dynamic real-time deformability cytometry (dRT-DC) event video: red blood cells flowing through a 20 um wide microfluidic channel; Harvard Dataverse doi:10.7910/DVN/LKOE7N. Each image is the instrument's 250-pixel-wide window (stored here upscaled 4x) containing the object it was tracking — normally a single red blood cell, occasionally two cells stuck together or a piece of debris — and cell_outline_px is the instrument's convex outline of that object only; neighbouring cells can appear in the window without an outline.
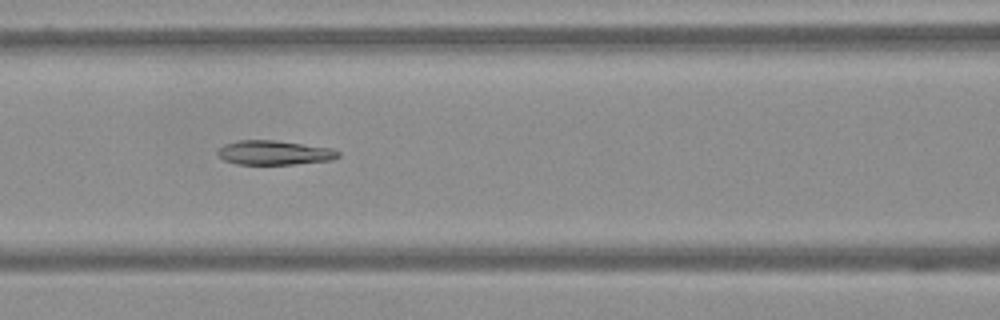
{"species": "Egyptian fruit bat (a non-hibernating species)", "species_latin": "Rousettus aegyptiacus", "temperature_condition": "warm", "stored_images_in_passage": 61, "camera_frame_rate_fps": 3000, "um_per_image_px": 0.085, "frame": {"image": 1, "passage_image": 27, "time_ms": 8.667, "image_size_px": [1000, 320], "cell_outline_px": [[340, 156], [332, 160], [296, 164], [236, 164], [224, 160], [216, 152], [224, 144], [240, 140], [276, 140], [332, 148], [340, 152]], "centroid_in_image_um": [23.34, 12.98], "position_along_channel_um": 143.3, "area_um2": 17.11}}
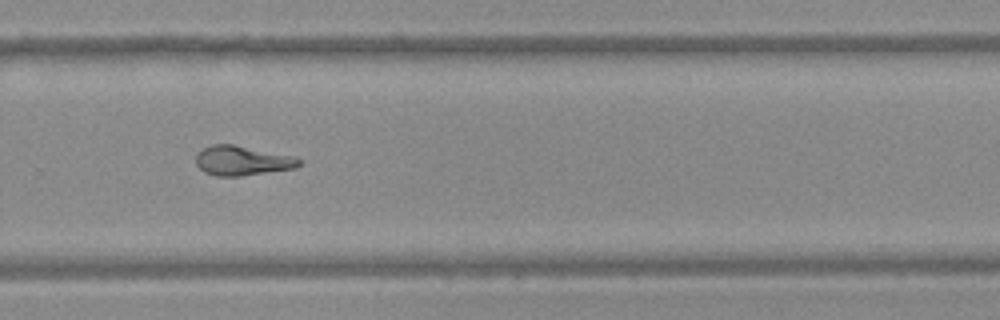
{"frame": {"image": 2, "passage_image": 42, "time_ms": 13.667, "image_size_px": [1000, 320], "cell_outline_px": [[300, 164], [296, 168], [240, 176], [216, 176], [204, 172], [196, 164], [196, 156], [204, 148], [212, 144], [232, 144], [296, 156], [300, 160]], "centroid_in_image_um": [20.6, 13.65], "position_along_channel_um": 309.2, "area_um2": 17.74}}
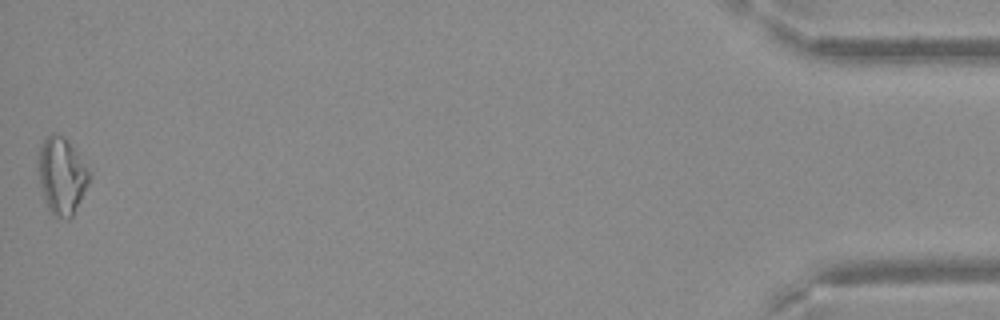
{"frame": {"image": 3, "passage_image": 61, "time_ms": 20.0, "image_size_px": [1000, 320], "cell_outline_px": [[92, 176], [72, 216], [68, 220], [56, 216], [48, 208], [44, 200], [40, 184], [40, 148], [44, 140], [52, 132], [56, 132], [64, 136], [92, 172]], "centroid_in_image_um": [5.29, 14.94], "position_along_channel_um": 429.9, "area_um2": 22.48}}